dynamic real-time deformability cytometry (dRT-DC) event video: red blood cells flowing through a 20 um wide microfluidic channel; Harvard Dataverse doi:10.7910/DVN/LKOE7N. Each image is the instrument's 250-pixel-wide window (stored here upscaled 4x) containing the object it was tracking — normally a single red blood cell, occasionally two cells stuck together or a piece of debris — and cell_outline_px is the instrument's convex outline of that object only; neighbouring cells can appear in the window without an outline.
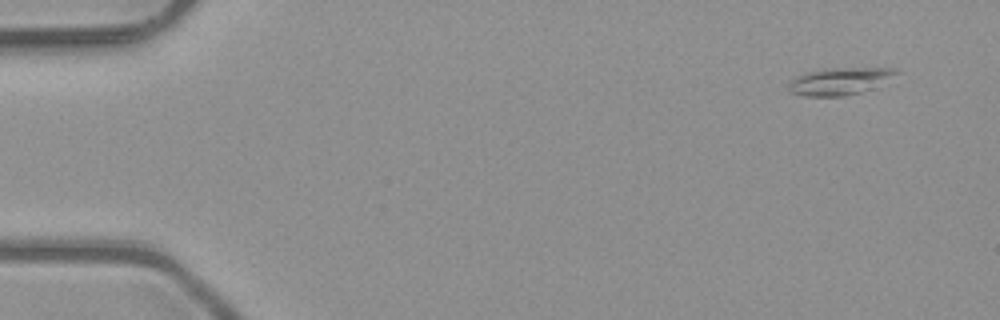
{"species": "common noctule bat (a hibernating species)", "species_latin": "Nyctalus noctula", "temperature_condition": "room temperature", "stored_images_in_passage": 4, "camera_frame_rate_fps": 3000, "um_per_image_px": 0.085, "animal": {"sex": "male", "body_mass_g": 23.1, "forearm_length_mm": 52.7}, "frame": {"image": 1, "passage_image": 1, "time_ms": 0.0, "image_size_px": [1000, 320], "cell_outline_px": [[900, 72], [860, 92], [844, 96], [804, 96], [792, 92], [788, 88], [788, 84], [796, 76], [804, 72], [824, 68], [896, 68]], "centroid_in_image_um": [71.27, 6.88], "position_along_channel_um": 13.7, "area_um2": 16.65}}